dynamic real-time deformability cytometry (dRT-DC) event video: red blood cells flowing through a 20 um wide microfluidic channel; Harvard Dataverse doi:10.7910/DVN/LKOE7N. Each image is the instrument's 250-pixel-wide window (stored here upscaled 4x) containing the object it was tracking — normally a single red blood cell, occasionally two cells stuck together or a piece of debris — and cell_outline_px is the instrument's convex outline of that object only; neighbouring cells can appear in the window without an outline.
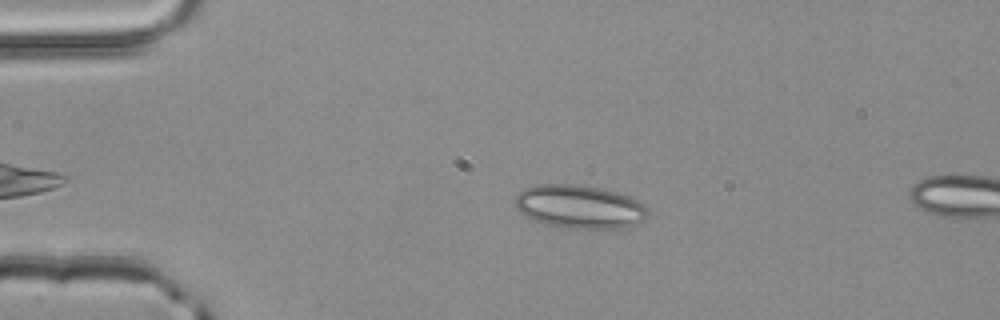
{"species": "common noctule bat (a hibernating species)", "species_latin": "Nyctalus noctula", "temperature_condition": "room temperature", "stored_images_in_passage": 13, "camera_frame_rate_fps": 3000, "um_per_image_px": 0.085, "animal": {"sex": "male", "body_mass_g": 20.4}, "frame": {"image": 1, "passage_image": 10, "time_ms": 3.0, "image_size_px": [1000, 320], "cell_outline_px": [[648, 216], [644, 220], [628, 228], [572, 228], [548, 224], [536, 220], [520, 212], [516, 208], [516, 196], [524, 188], [536, 184], [580, 184], [600, 188], [616, 192], [640, 200], [648, 208]], "centroid_in_image_um": [49.32, 17.56], "position_along_channel_um": 35.7, "area_um2": 33.58}}